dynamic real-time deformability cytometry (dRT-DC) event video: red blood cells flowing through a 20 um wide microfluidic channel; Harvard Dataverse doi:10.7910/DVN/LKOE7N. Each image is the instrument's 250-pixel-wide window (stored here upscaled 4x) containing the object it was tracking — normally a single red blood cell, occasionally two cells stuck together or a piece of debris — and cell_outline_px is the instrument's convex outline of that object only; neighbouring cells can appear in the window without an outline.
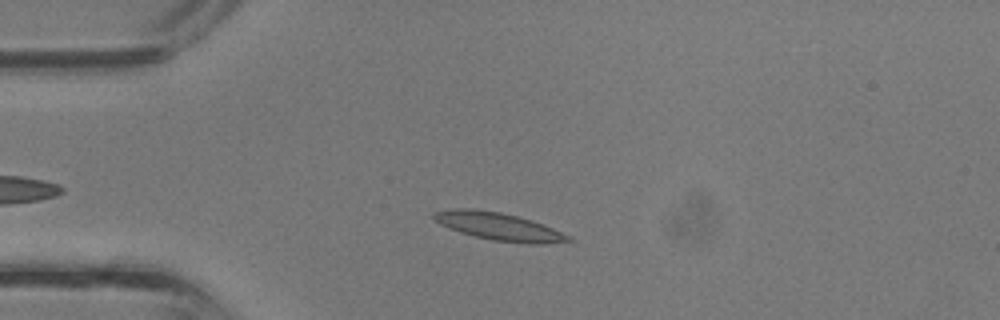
{"species": "common noctule bat (a hibernating species)", "species_latin": "Nyctalus noctula", "temperature_condition": "room temperature", "stored_images_in_passage": 29, "camera_frame_rate_fps": 3000, "um_per_image_px": 0.085, "animal": {"sex": "male", "body_mass_g": 13.3}, "frame": {"image": 1, "passage_image": 6, "time_ms": 1.667, "image_size_px": [1000, 320], "cell_outline_px": [[572, 240], [540, 244], [524, 244], [492, 240], [460, 232], [440, 224], [432, 220], [432, 212], [452, 208], [472, 208], [500, 212], [532, 220], [572, 236]], "centroid_in_image_um": [42.35, 19.24], "position_along_channel_um": 42.6, "area_um2": 21.73}}
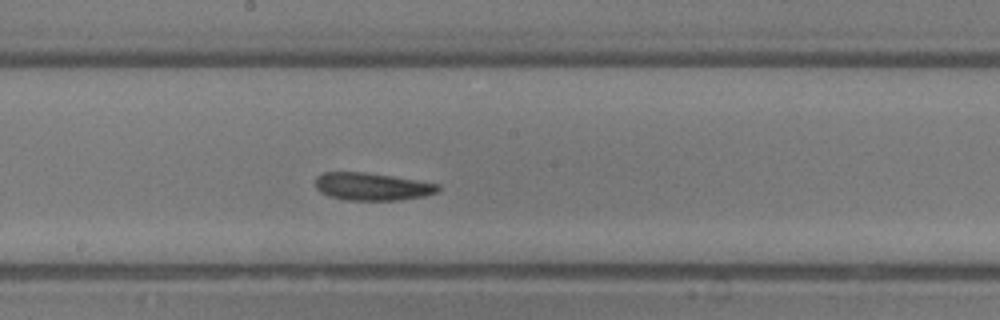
{"frame": {"image": 2, "passage_image": 17, "time_ms": 5.333, "image_size_px": [1000, 320], "cell_outline_px": [[440, 188], [436, 192], [424, 196], [400, 200], [348, 200], [328, 196], [320, 192], [316, 188], [316, 176], [324, 172], [364, 172], [416, 180], [440, 184]], "centroid_in_image_um": [31.6, 15.86], "position_along_channel_um": 216.6, "area_um2": 19.65}}
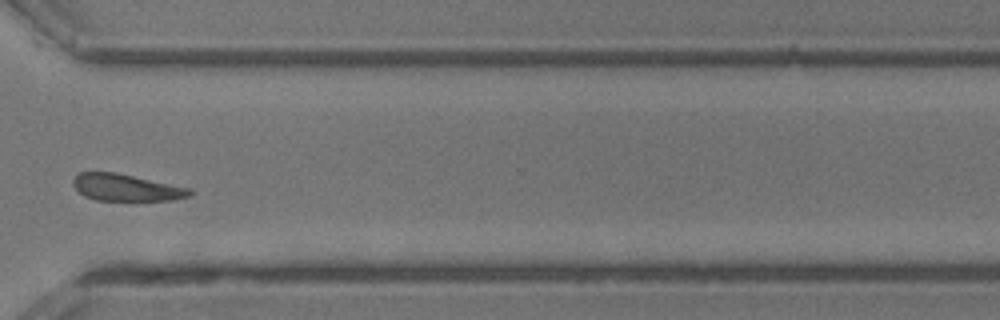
{"frame": {"image": 3, "passage_image": 25, "time_ms": 8.0, "image_size_px": [1000, 320], "cell_outline_px": [[192, 196], [176, 200], [96, 200], [84, 196], [72, 184], [72, 180], [80, 172], [116, 172], [192, 188]], "centroid_in_image_um": [10.78, 15.94], "position_along_channel_um": 359.8, "area_um2": 18.38}}